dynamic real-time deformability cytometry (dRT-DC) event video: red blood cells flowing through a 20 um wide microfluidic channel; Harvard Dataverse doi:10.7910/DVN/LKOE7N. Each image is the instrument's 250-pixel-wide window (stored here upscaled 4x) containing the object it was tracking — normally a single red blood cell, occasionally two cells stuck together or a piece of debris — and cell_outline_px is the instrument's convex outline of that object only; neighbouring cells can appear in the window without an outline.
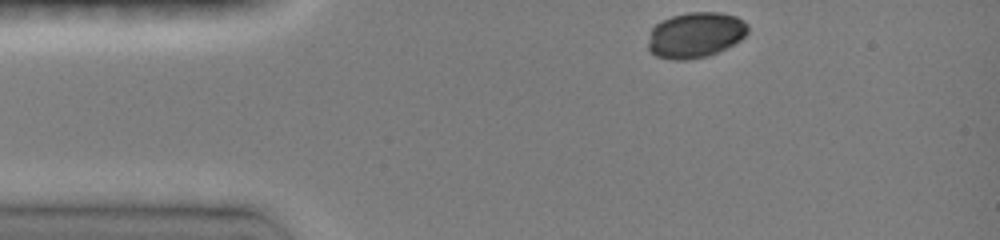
{"species": "common noctule bat (a hibernating species)", "species_latin": "Nyctalus noctula", "temperature_condition": "room temperature", "stored_images_in_passage": 8, "camera_frame_rate_fps": 3000, "um_per_image_px": 0.085, "animal": {"sex": "female", "body_mass_g": 19.0, "forearm_length_mm": 51.5}, "frame": {"image": 1, "passage_image": 1, "time_ms": 0.0, "image_size_px": [1000, 240], "cell_outline_px": [[748, 32], [740, 40], [708, 56], [688, 60], [672, 60], [656, 56], [648, 48], [648, 44], [652, 28], [656, 24], [672, 16], [688, 12], [720, 12], [736, 16], [744, 20], [748, 24]], "centroid_in_image_um": [59.12, 2.97], "position_along_channel_um": 25.9, "area_um2": 26.41}}
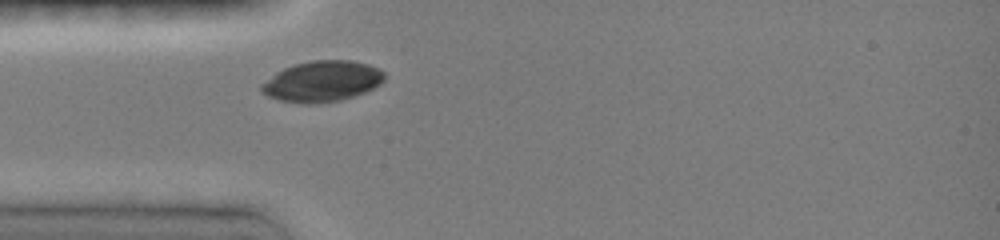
{"frame": {"image": 2, "passage_image": 5, "time_ms": 2.0, "image_size_px": [1000, 240], "cell_outline_px": [[384, 80], [380, 84], [356, 96], [340, 100], [316, 104], [300, 104], [280, 100], [268, 96], [260, 92], [260, 84], [276, 72], [284, 68], [296, 64], [312, 60], [352, 60], [368, 64], [380, 68], [384, 72]], "centroid_in_image_um": [27.37, 6.92], "position_along_channel_um": 57.6, "area_um2": 29.48}}